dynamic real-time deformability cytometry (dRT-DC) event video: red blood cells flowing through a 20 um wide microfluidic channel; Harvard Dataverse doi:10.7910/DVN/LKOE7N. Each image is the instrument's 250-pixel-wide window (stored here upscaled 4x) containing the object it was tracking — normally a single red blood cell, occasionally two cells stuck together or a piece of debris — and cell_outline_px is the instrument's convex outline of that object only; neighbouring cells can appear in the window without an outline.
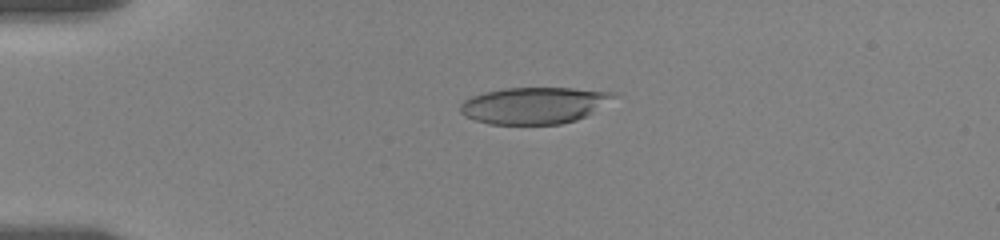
{"species": "human", "species_latin": "Homo sapiens", "temperature_condition": "room temperature", "stored_images_in_passage": 57, "camera_frame_rate_fps": 3000, "um_per_image_px": 0.085, "donor": {"sex": "female"}, "frame": {"image": 1, "passage_image": 14, "time_ms": 4.333, "image_size_px": [1000, 240], "cell_outline_px": [[616, 96], [592, 112], [576, 120], [560, 124], [488, 124], [464, 116], [460, 112], [460, 104], [464, 100], [472, 96], [484, 92], [504, 88], [572, 88], [616, 92]], "centroid_in_image_um": [45.36, 8.95], "position_along_channel_um": 39.6, "area_um2": 32.54}}
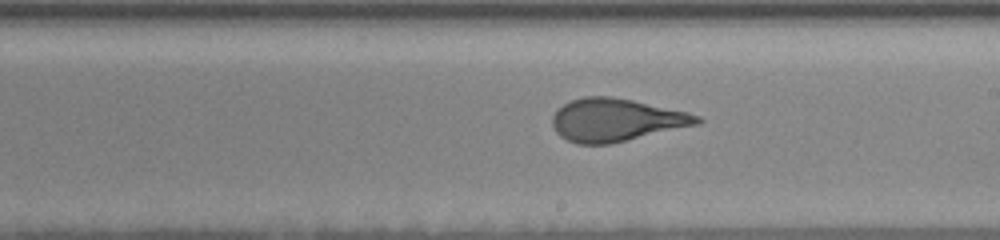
{"frame": {"image": 2, "passage_image": 34, "time_ms": 11.0, "image_size_px": [1000, 240], "cell_outline_px": [[704, 120], [700, 124], [612, 144], [576, 144], [560, 136], [556, 132], [552, 124], [552, 116], [564, 104], [572, 100], [584, 96], [612, 96], [632, 100], [688, 112], [700, 116]], "centroid_in_image_um": [52.39, 10.21], "position_along_channel_um": 236.6, "area_um2": 36.24}}
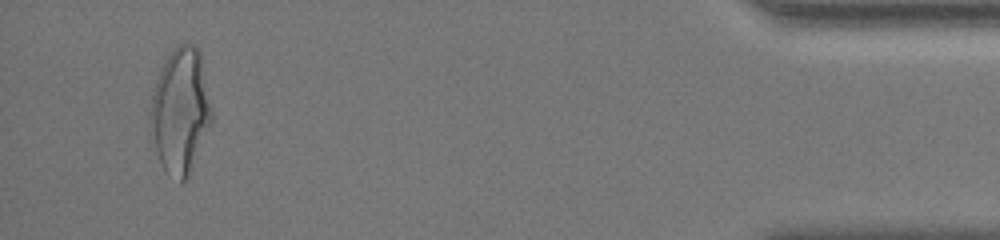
{"frame": {"image": 3, "passage_image": 55, "time_ms": 18.0, "image_size_px": [1000, 240], "cell_outline_px": [[212, 120], [188, 176], [180, 184], [164, 168], [156, 152], [148, 116], [152, 96], [156, 80], [160, 68], [164, 60], [172, 48], [180, 44], [196, 44], [200, 52], [212, 108]], "centroid_in_image_um": [15.32, 9.37], "position_along_channel_um": 419.9, "area_um2": 44.62}, "authors_computed_cell_mechanics": {"area_um2": 35.7782, "velocity_mm_per_s": 3.5284, "shape_relaxation_time_tau1_ms": 6.131, "shape_relaxation_time_tau2_ms": 0.8702, "deformation_change_tau1": 0.2195, "deformation_change_tau2": 0.0883}}